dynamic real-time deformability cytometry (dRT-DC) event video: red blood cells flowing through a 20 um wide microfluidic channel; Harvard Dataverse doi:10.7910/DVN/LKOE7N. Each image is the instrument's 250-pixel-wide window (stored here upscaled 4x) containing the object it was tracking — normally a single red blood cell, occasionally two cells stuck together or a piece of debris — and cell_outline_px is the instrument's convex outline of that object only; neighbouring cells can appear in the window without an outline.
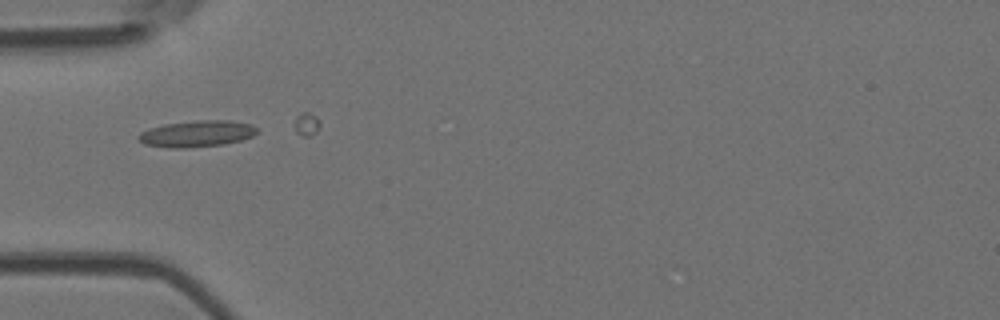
{"species": "Egyptian fruit bat (a non-hibernating species)", "species_latin": "Rousettus aegyptiacus", "temperature_condition": "room temperature", "stored_images_in_passage": 3, "camera_frame_rate_fps": 3000, "um_per_image_px": 0.085, "animal": {"sex": "female"}, "frame": {"image": 1, "passage_image": 1, "time_ms": 0.0, "image_size_px": [1000, 320], "cell_outline_px": [[256, 132], [252, 136], [240, 140], [224, 144], [184, 148], [172, 148], [144, 144], [136, 136], [140, 132], [148, 128], [164, 124], [196, 120], [228, 120], [252, 124], [256, 128]], "centroid_in_image_um": [16.69, 11.36], "position_along_channel_um": 68.3, "area_um2": 18.21}}